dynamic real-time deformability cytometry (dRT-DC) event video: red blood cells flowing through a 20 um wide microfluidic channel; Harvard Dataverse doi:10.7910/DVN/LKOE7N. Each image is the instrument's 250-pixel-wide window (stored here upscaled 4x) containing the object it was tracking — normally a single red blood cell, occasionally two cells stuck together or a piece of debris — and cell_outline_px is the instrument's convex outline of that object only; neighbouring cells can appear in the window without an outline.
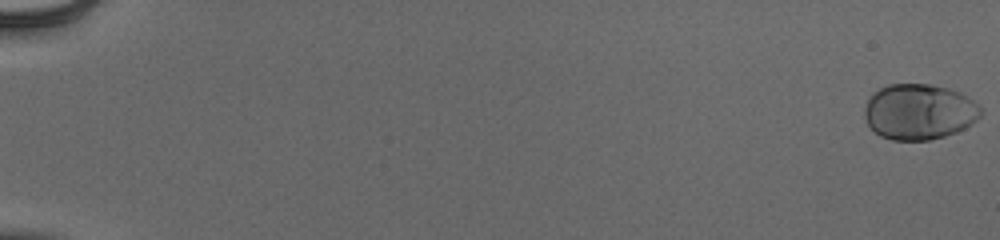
{"species": "human", "species_latin": "Homo sapiens", "temperature_condition": "cold", "stored_images_in_passage": 55, "camera_frame_rate_fps": 3000, "um_per_image_px": 0.085, "donor": {"sex": "male"}, "frame": {"image": 1, "passage_image": 1, "time_ms": 0.0, "image_size_px": [1000, 240], "cell_outline_px": [[984, 112], [972, 124], [956, 132], [944, 136], [928, 140], [892, 140], [880, 136], [868, 124], [864, 116], [864, 108], [872, 92], [888, 84], [928, 84], [948, 88], [960, 92], [980, 104], [984, 108]], "centroid_in_image_um": [78.15, 9.49], "position_along_channel_um": 6.8, "area_um2": 38.03}}
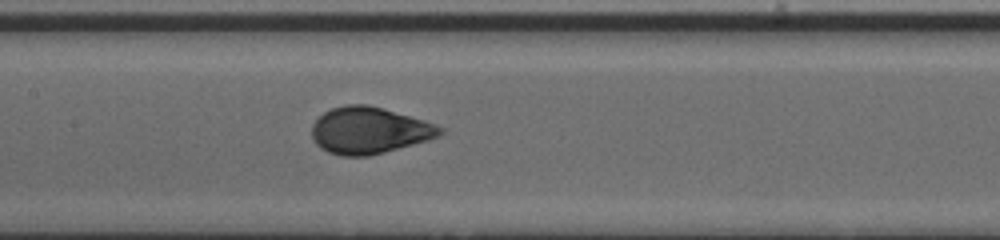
{"frame": {"image": 2, "passage_image": 30, "time_ms": 9.667, "image_size_px": [1000, 240], "cell_outline_px": [[444, 132], [440, 136], [428, 140], [384, 152], [368, 156], [340, 156], [328, 152], [320, 148], [312, 140], [312, 124], [324, 112], [332, 108], [344, 104], [368, 104], [384, 108], [424, 120], [436, 124], [444, 128]], "centroid_in_image_um": [31.38, 11.08], "position_along_channel_um": 176.0, "area_um2": 35.08}}
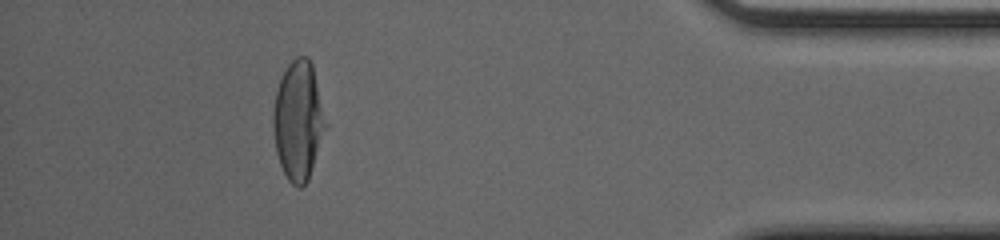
{"frame": {"image": 3, "passage_image": 51, "time_ms": 16.667, "image_size_px": [1000, 240], "cell_outline_px": [[328, 124], [308, 180], [300, 188], [296, 188], [288, 180], [280, 164], [276, 152], [272, 124], [272, 116], [276, 92], [280, 80], [288, 64], [296, 56], [308, 56], [312, 64]], "centroid_in_image_um": [25.36, 10.25], "position_along_channel_um": 409.8, "area_um2": 36.59}, "authors_computed_cell_mechanics": {"area_um2": 35.3158, "velocity_mm_per_s": 3.9259, "shape_relaxation_time_tau1_ms": 3.9891, "shape_relaxation_time_tau2_ms": null, "deformation_change_tau1": 0.1889, "deformation_change_tau2": null}}